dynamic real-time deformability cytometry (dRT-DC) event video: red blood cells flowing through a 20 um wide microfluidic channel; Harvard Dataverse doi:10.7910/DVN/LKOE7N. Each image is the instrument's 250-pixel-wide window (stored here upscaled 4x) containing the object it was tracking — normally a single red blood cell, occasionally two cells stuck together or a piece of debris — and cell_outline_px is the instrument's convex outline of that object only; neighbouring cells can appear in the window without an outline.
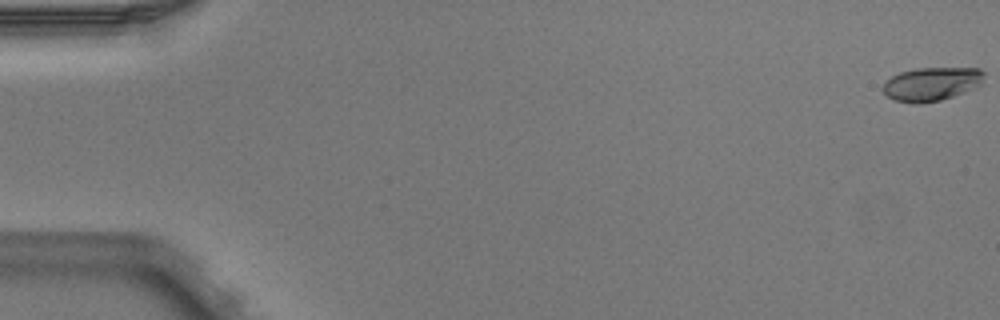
{"species": "Egyptian fruit bat (a non-hibernating species)", "species_latin": "Rousettus aegyptiacus", "temperature_condition": "warm", "stored_images_in_passage": 4, "camera_frame_rate_fps": 3000, "um_per_image_px": 0.085, "animal": {"sex": "male"}, "frame": {"image": 1, "passage_image": 1, "time_ms": 0.0, "image_size_px": [1000, 320], "cell_outline_px": [[984, 84], [964, 92], [940, 100], [920, 104], [912, 104], [896, 100], [888, 96], [880, 88], [892, 76], [900, 72], [916, 68], [980, 68], [984, 72]], "centroid_in_image_um": [79.21, 7.14], "position_along_channel_um": 5.8, "area_um2": 19.94}}
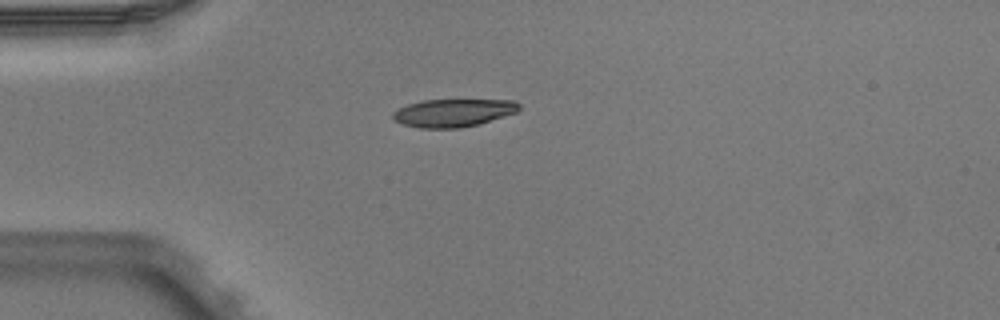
{"frame": {"image": 2, "passage_image": 4, "time_ms": 1.0, "image_size_px": [1000, 320], "cell_outline_px": [[520, 108], [516, 112], [476, 124], [460, 128], [420, 128], [404, 124], [396, 120], [392, 116], [392, 112], [408, 104], [420, 100], [516, 100], [520, 104]], "centroid_in_image_um": [38.52, 9.58], "position_along_channel_um": 46.5, "area_um2": 20.23}}